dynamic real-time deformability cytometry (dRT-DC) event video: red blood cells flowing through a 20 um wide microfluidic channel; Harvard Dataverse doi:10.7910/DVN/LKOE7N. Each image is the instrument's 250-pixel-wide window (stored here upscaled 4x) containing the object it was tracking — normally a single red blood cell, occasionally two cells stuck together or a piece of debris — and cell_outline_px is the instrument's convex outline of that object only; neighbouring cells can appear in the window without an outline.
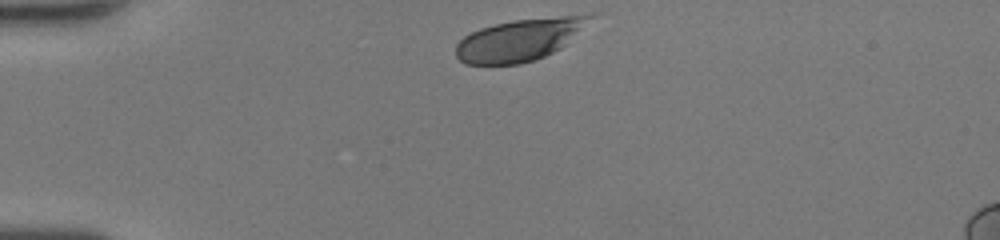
{"species": "human", "species_latin": "Homo sapiens", "temperature_condition": "room temperature", "stored_images_in_passage": 30, "camera_frame_rate_fps": 3000, "um_per_image_px": 0.085, "donor": {"sex": "female"}, "frame": {"image": 1, "passage_image": 1, "time_ms": 0.0, "image_size_px": [1000, 240], "cell_outline_px": [[600, 12], [596, 16], [560, 48], [544, 56], [520, 64], [464, 64], [456, 56], [456, 44], [464, 36], [480, 28], [496, 24], [516, 20], [592, 12]], "centroid_in_image_um": [44.22, 3.35], "position_along_channel_um": 40.8, "area_um2": 32.83}}
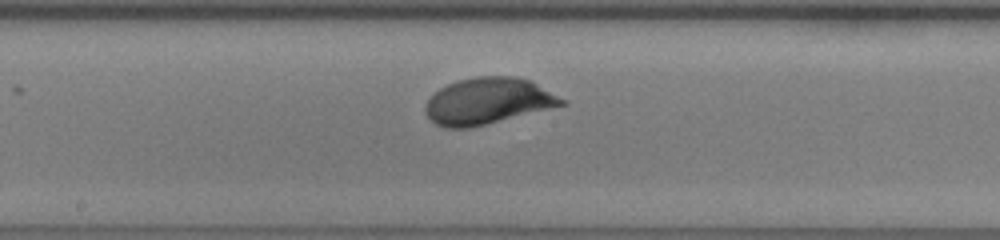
{"frame": {"image": 2, "passage_image": 16, "time_ms": 5.0, "image_size_px": [1000, 240], "cell_outline_px": [[568, 104], [472, 128], [444, 128], [436, 124], [424, 112], [424, 104], [440, 88], [456, 80], [476, 76], [516, 76], [532, 80], [568, 100]], "centroid_in_image_um": [41.52, 8.59], "position_along_channel_um": 206.7, "area_um2": 37.4}}
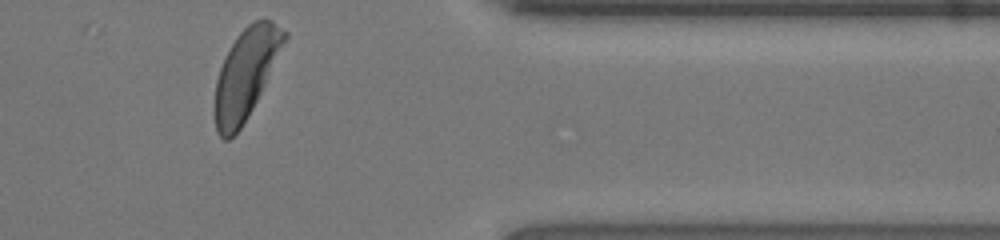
{"frame": {"image": 3, "passage_image": 30, "time_ms": 9.667, "image_size_px": [1000, 240], "cell_outline_px": [[288, 36], [252, 108], [240, 128], [228, 140], [224, 140], [216, 132], [212, 112], [212, 104], [216, 80], [220, 68], [236, 36], [248, 24], [264, 16], [272, 20], [288, 32]], "centroid_in_image_um": [20.85, 6.27], "position_along_channel_um": 390.6, "area_um2": 36.24}, "authors_computed_cell_mechanics": {"area_um2": 36.1539, "velocity_mm_per_s": 4.234, "shape_relaxation_time_tau1_ms": 1.9085, "shape_relaxation_time_tau2_ms": null, "deformation_change_tau1": 0.1486, "deformation_change_tau2": null}}